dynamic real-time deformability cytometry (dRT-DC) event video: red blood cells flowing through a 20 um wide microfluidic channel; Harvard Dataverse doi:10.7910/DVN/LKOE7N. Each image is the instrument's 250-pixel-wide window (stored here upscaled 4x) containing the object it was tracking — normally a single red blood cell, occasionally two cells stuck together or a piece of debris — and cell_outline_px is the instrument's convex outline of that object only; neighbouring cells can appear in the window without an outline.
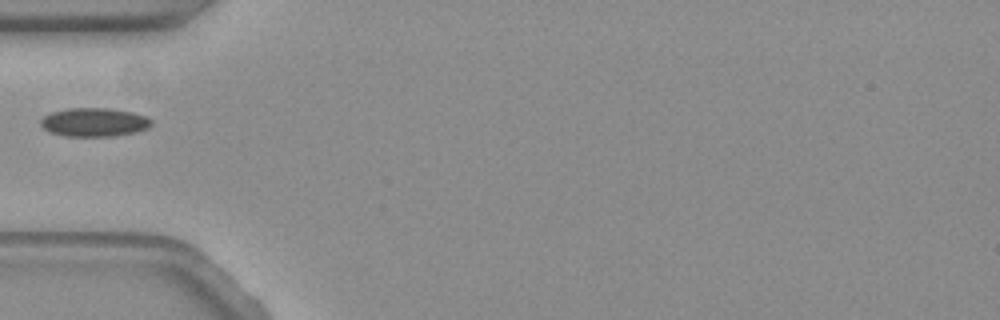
{"species": "common noctule bat (a hibernating species)", "species_latin": "Nyctalus noctula", "temperature_condition": "warm", "stored_images_in_passage": 40, "camera_frame_rate_fps": 3000, "um_per_image_px": 0.085, "animal": {"sex": "female", "body_mass_g": 19.3, "forearm_length_mm": 54.1}, "frame": {"image": 1, "passage_image": 1, "time_ms": 0.0, "image_size_px": [1000, 320], "cell_outline_px": [[152, 124], [148, 128], [136, 132], [116, 136], [64, 136], [52, 132], [44, 128], [40, 124], [40, 120], [44, 116], [52, 112], [68, 108], [108, 108], [132, 112], [148, 116], [152, 120]], "centroid_in_image_um": [8.04, 10.39], "position_along_channel_um": 77.0, "area_um2": 18.55}}
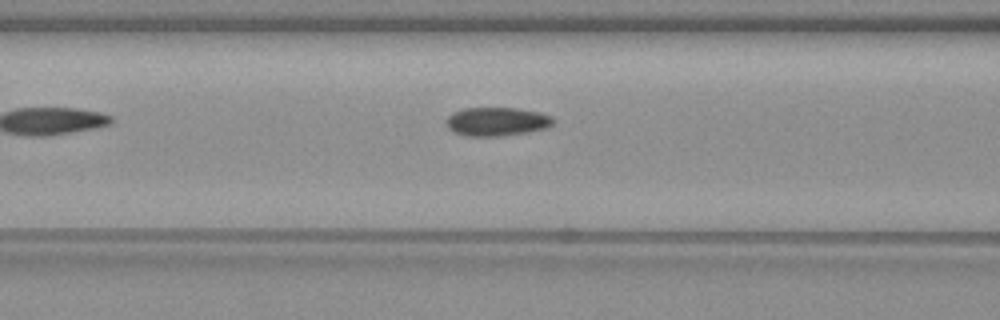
{"frame": {"image": 2, "passage_image": 5, "time_ms": 1.333, "image_size_px": [1000, 320], "cell_outline_px": [[552, 124], [544, 128], [528, 132], [496, 136], [464, 136], [452, 132], [448, 128], [444, 120], [452, 112], [464, 108], [516, 108], [540, 112], [552, 116]], "centroid_in_image_um": [42.15, 10.33], "position_along_channel_um": 124.4, "area_um2": 17.92}}
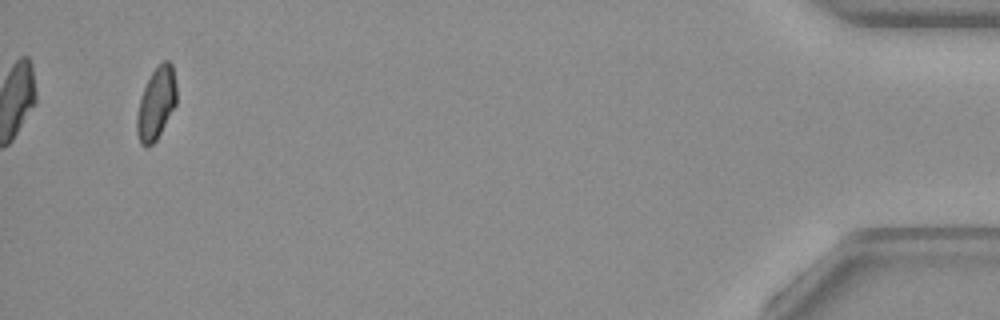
{"frame": {"image": 3, "passage_image": 38, "time_ms": 12.333, "image_size_px": [1000, 320], "cell_outline_px": [[176, 104], [156, 140], [152, 144], [140, 144], [136, 132], [136, 116], [140, 100], [144, 88], [152, 72], [164, 60], [168, 60], [172, 64], [176, 84]], "centroid_in_image_um": [13.28, 8.78], "position_along_channel_um": 421.9, "area_um2": 16.36}}